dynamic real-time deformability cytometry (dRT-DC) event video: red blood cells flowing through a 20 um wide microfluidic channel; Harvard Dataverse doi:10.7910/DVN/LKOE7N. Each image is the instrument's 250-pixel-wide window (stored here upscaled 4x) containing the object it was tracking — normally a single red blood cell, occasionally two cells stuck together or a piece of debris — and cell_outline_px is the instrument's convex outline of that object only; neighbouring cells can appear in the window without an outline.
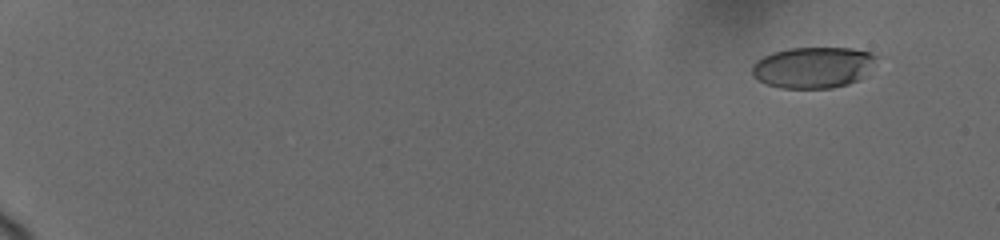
{"species": "human", "species_latin": "Homo sapiens", "temperature_condition": "cold", "stored_images_in_passage": 27, "camera_frame_rate_fps": 3000, "um_per_image_px": 0.085, "donor": {"sex": "female"}, "frame": {"image": 1, "passage_image": 7, "time_ms": 1.667, "image_size_px": [1000, 240], "cell_outline_px": [[880, 56], [860, 80], [848, 84], [832, 88], [780, 88], [768, 84], [752, 76], [752, 64], [756, 60], [772, 52], [788, 48], [852, 48], [872, 52]], "centroid_in_image_um": [69.14, 5.72], "position_along_channel_um": 15.9, "area_um2": 30.06}}
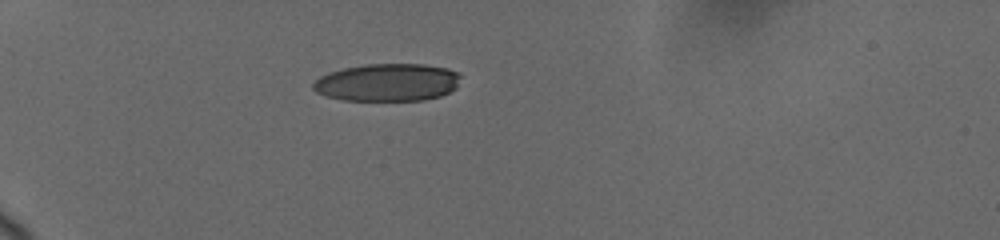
{"frame": {"image": 2, "passage_image": 24, "time_ms": 6.667, "image_size_px": [1000, 240], "cell_outline_px": [[460, 76], [456, 88], [440, 96], [424, 100], [344, 100], [324, 96], [316, 92], [312, 88], [312, 84], [320, 76], [328, 72], [344, 68], [364, 64], [424, 64], [448, 68], [456, 72]], "centroid_in_image_um": [32.91, 7.0], "position_along_channel_um": 52.1, "area_um2": 32.43}}